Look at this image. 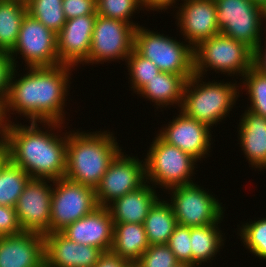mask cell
Segmentation results:
<instances>
[{
  "instance_id": "6da1fadb",
  "label": "cell",
  "mask_w": 266,
  "mask_h": 267,
  "mask_svg": "<svg viewBox=\"0 0 266 267\" xmlns=\"http://www.w3.org/2000/svg\"><path fill=\"white\" fill-rule=\"evenodd\" d=\"M75 66L60 64L53 67H29V72L18 80L16 67L13 70L6 100L4 115L16 111L30 118L31 122H42L48 128L61 127L65 98L69 88V72Z\"/></svg>"
},
{
  "instance_id": "7a4b0ae2",
  "label": "cell",
  "mask_w": 266,
  "mask_h": 267,
  "mask_svg": "<svg viewBox=\"0 0 266 267\" xmlns=\"http://www.w3.org/2000/svg\"><path fill=\"white\" fill-rule=\"evenodd\" d=\"M60 137V138H59ZM63 138V139H62ZM7 157L31 178L58 180L66 172L67 135L61 137L30 126L10 121L6 128Z\"/></svg>"
},
{
  "instance_id": "3957f363",
  "label": "cell",
  "mask_w": 266,
  "mask_h": 267,
  "mask_svg": "<svg viewBox=\"0 0 266 267\" xmlns=\"http://www.w3.org/2000/svg\"><path fill=\"white\" fill-rule=\"evenodd\" d=\"M112 135L107 131L69 133L64 178L95 189L122 150Z\"/></svg>"
},
{
  "instance_id": "277c9868",
  "label": "cell",
  "mask_w": 266,
  "mask_h": 267,
  "mask_svg": "<svg viewBox=\"0 0 266 267\" xmlns=\"http://www.w3.org/2000/svg\"><path fill=\"white\" fill-rule=\"evenodd\" d=\"M201 80L199 75L194 74L186 81L180 110L211 128L229 114L239 96V86L215 81H202V84Z\"/></svg>"
},
{
  "instance_id": "5b68a950",
  "label": "cell",
  "mask_w": 266,
  "mask_h": 267,
  "mask_svg": "<svg viewBox=\"0 0 266 267\" xmlns=\"http://www.w3.org/2000/svg\"><path fill=\"white\" fill-rule=\"evenodd\" d=\"M133 49L151 60L161 72L181 75L186 81L194 75V48L191 45L138 26Z\"/></svg>"
},
{
  "instance_id": "8992f818",
  "label": "cell",
  "mask_w": 266,
  "mask_h": 267,
  "mask_svg": "<svg viewBox=\"0 0 266 267\" xmlns=\"http://www.w3.org/2000/svg\"><path fill=\"white\" fill-rule=\"evenodd\" d=\"M253 54L245 43L219 33L194 47V74L204 77L203 73L211 68L243 77L253 67Z\"/></svg>"
},
{
  "instance_id": "52a82bcc",
  "label": "cell",
  "mask_w": 266,
  "mask_h": 267,
  "mask_svg": "<svg viewBox=\"0 0 266 267\" xmlns=\"http://www.w3.org/2000/svg\"><path fill=\"white\" fill-rule=\"evenodd\" d=\"M145 160L146 180L170 189L193 183L190 179L197 161L190 154L155 137Z\"/></svg>"
},
{
  "instance_id": "ba28073f",
  "label": "cell",
  "mask_w": 266,
  "mask_h": 267,
  "mask_svg": "<svg viewBox=\"0 0 266 267\" xmlns=\"http://www.w3.org/2000/svg\"><path fill=\"white\" fill-rule=\"evenodd\" d=\"M50 233L83 218L98 207L95 189L66 178L53 180Z\"/></svg>"
},
{
  "instance_id": "9c48e42d",
  "label": "cell",
  "mask_w": 266,
  "mask_h": 267,
  "mask_svg": "<svg viewBox=\"0 0 266 267\" xmlns=\"http://www.w3.org/2000/svg\"><path fill=\"white\" fill-rule=\"evenodd\" d=\"M170 205L177 224L187 227H201L216 224L223 218V207L196 183L172 187Z\"/></svg>"
},
{
  "instance_id": "30bf717a",
  "label": "cell",
  "mask_w": 266,
  "mask_h": 267,
  "mask_svg": "<svg viewBox=\"0 0 266 267\" xmlns=\"http://www.w3.org/2000/svg\"><path fill=\"white\" fill-rule=\"evenodd\" d=\"M220 33L253 51L261 42L262 10L249 0H215Z\"/></svg>"
},
{
  "instance_id": "8fae6325",
  "label": "cell",
  "mask_w": 266,
  "mask_h": 267,
  "mask_svg": "<svg viewBox=\"0 0 266 267\" xmlns=\"http://www.w3.org/2000/svg\"><path fill=\"white\" fill-rule=\"evenodd\" d=\"M134 32L135 28L129 23L97 15L85 63H104L120 58L126 61L134 47Z\"/></svg>"
},
{
  "instance_id": "7c38bea8",
  "label": "cell",
  "mask_w": 266,
  "mask_h": 267,
  "mask_svg": "<svg viewBox=\"0 0 266 267\" xmlns=\"http://www.w3.org/2000/svg\"><path fill=\"white\" fill-rule=\"evenodd\" d=\"M20 53L28 67H53L60 65L57 51V34L49 30L28 13L23 18L18 40L9 55L16 67V58Z\"/></svg>"
},
{
  "instance_id": "4fadbf2b",
  "label": "cell",
  "mask_w": 266,
  "mask_h": 267,
  "mask_svg": "<svg viewBox=\"0 0 266 267\" xmlns=\"http://www.w3.org/2000/svg\"><path fill=\"white\" fill-rule=\"evenodd\" d=\"M142 162L138 158L127 157L120 152L95 188L98 206L107 207L115 199L149 183L146 180L145 161Z\"/></svg>"
},
{
  "instance_id": "5bb4252c",
  "label": "cell",
  "mask_w": 266,
  "mask_h": 267,
  "mask_svg": "<svg viewBox=\"0 0 266 267\" xmlns=\"http://www.w3.org/2000/svg\"><path fill=\"white\" fill-rule=\"evenodd\" d=\"M49 179L31 178L15 206L21 229L40 234L50 233L52 184Z\"/></svg>"
},
{
  "instance_id": "9a60e30c",
  "label": "cell",
  "mask_w": 266,
  "mask_h": 267,
  "mask_svg": "<svg viewBox=\"0 0 266 267\" xmlns=\"http://www.w3.org/2000/svg\"><path fill=\"white\" fill-rule=\"evenodd\" d=\"M210 131L208 125L180 111L178 117L169 122L158 135L168 144L190 154L198 161L208 154L212 136Z\"/></svg>"
},
{
  "instance_id": "2e32d148",
  "label": "cell",
  "mask_w": 266,
  "mask_h": 267,
  "mask_svg": "<svg viewBox=\"0 0 266 267\" xmlns=\"http://www.w3.org/2000/svg\"><path fill=\"white\" fill-rule=\"evenodd\" d=\"M97 14L66 20L57 34L58 59L61 64L74 66L88 59Z\"/></svg>"
},
{
  "instance_id": "e0dca14e",
  "label": "cell",
  "mask_w": 266,
  "mask_h": 267,
  "mask_svg": "<svg viewBox=\"0 0 266 267\" xmlns=\"http://www.w3.org/2000/svg\"><path fill=\"white\" fill-rule=\"evenodd\" d=\"M60 232L71 241L107 252L113 245L114 223L109 209L98 206Z\"/></svg>"
},
{
  "instance_id": "ac0fdd59",
  "label": "cell",
  "mask_w": 266,
  "mask_h": 267,
  "mask_svg": "<svg viewBox=\"0 0 266 267\" xmlns=\"http://www.w3.org/2000/svg\"><path fill=\"white\" fill-rule=\"evenodd\" d=\"M183 4L177 19L189 45L194 48L202 40L220 33L215 0H184Z\"/></svg>"
},
{
  "instance_id": "d6986e66",
  "label": "cell",
  "mask_w": 266,
  "mask_h": 267,
  "mask_svg": "<svg viewBox=\"0 0 266 267\" xmlns=\"http://www.w3.org/2000/svg\"><path fill=\"white\" fill-rule=\"evenodd\" d=\"M44 253L45 267H94L103 251L51 232L44 235Z\"/></svg>"
},
{
  "instance_id": "ffe728a7",
  "label": "cell",
  "mask_w": 266,
  "mask_h": 267,
  "mask_svg": "<svg viewBox=\"0 0 266 267\" xmlns=\"http://www.w3.org/2000/svg\"><path fill=\"white\" fill-rule=\"evenodd\" d=\"M0 267H45L44 235L23 231L0 236Z\"/></svg>"
},
{
  "instance_id": "44dd1931",
  "label": "cell",
  "mask_w": 266,
  "mask_h": 267,
  "mask_svg": "<svg viewBox=\"0 0 266 267\" xmlns=\"http://www.w3.org/2000/svg\"><path fill=\"white\" fill-rule=\"evenodd\" d=\"M148 183L139 189L129 192L115 199L107 206L112 216L113 223L143 224L149 210L160 198Z\"/></svg>"
},
{
  "instance_id": "7402d4cb",
  "label": "cell",
  "mask_w": 266,
  "mask_h": 267,
  "mask_svg": "<svg viewBox=\"0 0 266 267\" xmlns=\"http://www.w3.org/2000/svg\"><path fill=\"white\" fill-rule=\"evenodd\" d=\"M240 146L252 167L266 169V118L246 110L239 123Z\"/></svg>"
},
{
  "instance_id": "603a6c76",
  "label": "cell",
  "mask_w": 266,
  "mask_h": 267,
  "mask_svg": "<svg viewBox=\"0 0 266 267\" xmlns=\"http://www.w3.org/2000/svg\"><path fill=\"white\" fill-rule=\"evenodd\" d=\"M149 247L143 224L114 223L111 251L134 265Z\"/></svg>"
},
{
  "instance_id": "cb8c5ba5",
  "label": "cell",
  "mask_w": 266,
  "mask_h": 267,
  "mask_svg": "<svg viewBox=\"0 0 266 267\" xmlns=\"http://www.w3.org/2000/svg\"><path fill=\"white\" fill-rule=\"evenodd\" d=\"M186 80L178 74L160 72L137 93L149 98L159 107L178 104L182 106ZM162 105V106H161Z\"/></svg>"
},
{
  "instance_id": "d4e9b609",
  "label": "cell",
  "mask_w": 266,
  "mask_h": 267,
  "mask_svg": "<svg viewBox=\"0 0 266 267\" xmlns=\"http://www.w3.org/2000/svg\"><path fill=\"white\" fill-rule=\"evenodd\" d=\"M149 245L167 244L177 225L169 202L158 199L143 223Z\"/></svg>"
},
{
  "instance_id": "484cf974",
  "label": "cell",
  "mask_w": 266,
  "mask_h": 267,
  "mask_svg": "<svg viewBox=\"0 0 266 267\" xmlns=\"http://www.w3.org/2000/svg\"><path fill=\"white\" fill-rule=\"evenodd\" d=\"M26 14L25 0H0V52L13 50Z\"/></svg>"
},
{
  "instance_id": "4316f807",
  "label": "cell",
  "mask_w": 266,
  "mask_h": 267,
  "mask_svg": "<svg viewBox=\"0 0 266 267\" xmlns=\"http://www.w3.org/2000/svg\"><path fill=\"white\" fill-rule=\"evenodd\" d=\"M206 225L201 227H190V244L192 250V265L198 266L202 262L213 260L223 245L222 234L218 224Z\"/></svg>"
},
{
  "instance_id": "83f0119b",
  "label": "cell",
  "mask_w": 266,
  "mask_h": 267,
  "mask_svg": "<svg viewBox=\"0 0 266 267\" xmlns=\"http://www.w3.org/2000/svg\"><path fill=\"white\" fill-rule=\"evenodd\" d=\"M31 177L8 157L0 165V205L15 207Z\"/></svg>"
},
{
  "instance_id": "f1b7e54d",
  "label": "cell",
  "mask_w": 266,
  "mask_h": 267,
  "mask_svg": "<svg viewBox=\"0 0 266 267\" xmlns=\"http://www.w3.org/2000/svg\"><path fill=\"white\" fill-rule=\"evenodd\" d=\"M27 13L49 30L58 34L66 22L63 0H25Z\"/></svg>"
},
{
  "instance_id": "f546056e",
  "label": "cell",
  "mask_w": 266,
  "mask_h": 267,
  "mask_svg": "<svg viewBox=\"0 0 266 267\" xmlns=\"http://www.w3.org/2000/svg\"><path fill=\"white\" fill-rule=\"evenodd\" d=\"M243 80L251 102L248 110L266 118V75L253 66Z\"/></svg>"
},
{
  "instance_id": "4dcf8cb0",
  "label": "cell",
  "mask_w": 266,
  "mask_h": 267,
  "mask_svg": "<svg viewBox=\"0 0 266 267\" xmlns=\"http://www.w3.org/2000/svg\"><path fill=\"white\" fill-rule=\"evenodd\" d=\"M128 72L131 77V88L139 92L148 81L152 80L161 71L151 61L139 55L134 49L127 58Z\"/></svg>"
},
{
  "instance_id": "1f68e13d",
  "label": "cell",
  "mask_w": 266,
  "mask_h": 267,
  "mask_svg": "<svg viewBox=\"0 0 266 267\" xmlns=\"http://www.w3.org/2000/svg\"><path fill=\"white\" fill-rule=\"evenodd\" d=\"M140 6V0H96L97 15L122 20L134 28L139 26L138 23L136 25L129 20Z\"/></svg>"
},
{
  "instance_id": "d6a6232c",
  "label": "cell",
  "mask_w": 266,
  "mask_h": 267,
  "mask_svg": "<svg viewBox=\"0 0 266 267\" xmlns=\"http://www.w3.org/2000/svg\"><path fill=\"white\" fill-rule=\"evenodd\" d=\"M245 224L240 229L244 245L252 254L260 259H266V218Z\"/></svg>"
},
{
  "instance_id": "836d02e7",
  "label": "cell",
  "mask_w": 266,
  "mask_h": 267,
  "mask_svg": "<svg viewBox=\"0 0 266 267\" xmlns=\"http://www.w3.org/2000/svg\"><path fill=\"white\" fill-rule=\"evenodd\" d=\"M179 262L166 244L149 245L133 267H175Z\"/></svg>"
},
{
  "instance_id": "e575fe53",
  "label": "cell",
  "mask_w": 266,
  "mask_h": 267,
  "mask_svg": "<svg viewBox=\"0 0 266 267\" xmlns=\"http://www.w3.org/2000/svg\"><path fill=\"white\" fill-rule=\"evenodd\" d=\"M190 242V227L177 224L166 245L174 253L179 263L192 264Z\"/></svg>"
},
{
  "instance_id": "d590c367",
  "label": "cell",
  "mask_w": 266,
  "mask_h": 267,
  "mask_svg": "<svg viewBox=\"0 0 266 267\" xmlns=\"http://www.w3.org/2000/svg\"><path fill=\"white\" fill-rule=\"evenodd\" d=\"M62 8L67 20L79 16L97 14L96 0H63Z\"/></svg>"
},
{
  "instance_id": "8d00e7d4",
  "label": "cell",
  "mask_w": 266,
  "mask_h": 267,
  "mask_svg": "<svg viewBox=\"0 0 266 267\" xmlns=\"http://www.w3.org/2000/svg\"><path fill=\"white\" fill-rule=\"evenodd\" d=\"M22 232L15 207L0 205V236L17 235Z\"/></svg>"
},
{
  "instance_id": "74e56055",
  "label": "cell",
  "mask_w": 266,
  "mask_h": 267,
  "mask_svg": "<svg viewBox=\"0 0 266 267\" xmlns=\"http://www.w3.org/2000/svg\"><path fill=\"white\" fill-rule=\"evenodd\" d=\"M15 66L12 57L7 52H0V102L4 104L10 80Z\"/></svg>"
},
{
  "instance_id": "f35d334b",
  "label": "cell",
  "mask_w": 266,
  "mask_h": 267,
  "mask_svg": "<svg viewBox=\"0 0 266 267\" xmlns=\"http://www.w3.org/2000/svg\"><path fill=\"white\" fill-rule=\"evenodd\" d=\"M94 267H133V265L124 258L116 255L112 251L103 252Z\"/></svg>"
},
{
  "instance_id": "ab89813d",
  "label": "cell",
  "mask_w": 266,
  "mask_h": 267,
  "mask_svg": "<svg viewBox=\"0 0 266 267\" xmlns=\"http://www.w3.org/2000/svg\"><path fill=\"white\" fill-rule=\"evenodd\" d=\"M266 42V41H265ZM266 44V43H265ZM261 42L254 50L253 54V66L266 75V49L262 50L264 46H261ZM266 46V45H265ZM266 48V47H265ZM263 52V53H262Z\"/></svg>"
},
{
  "instance_id": "60d3db41",
  "label": "cell",
  "mask_w": 266,
  "mask_h": 267,
  "mask_svg": "<svg viewBox=\"0 0 266 267\" xmlns=\"http://www.w3.org/2000/svg\"><path fill=\"white\" fill-rule=\"evenodd\" d=\"M177 0H140L141 7L144 6L145 8H148L150 10H163L169 8V6L173 5V3H176Z\"/></svg>"
},
{
  "instance_id": "b9f144b4",
  "label": "cell",
  "mask_w": 266,
  "mask_h": 267,
  "mask_svg": "<svg viewBox=\"0 0 266 267\" xmlns=\"http://www.w3.org/2000/svg\"><path fill=\"white\" fill-rule=\"evenodd\" d=\"M8 122L5 120L4 115V106L3 103L0 102V139L6 138V128H7Z\"/></svg>"
},
{
  "instance_id": "7bdbcfd3",
  "label": "cell",
  "mask_w": 266,
  "mask_h": 267,
  "mask_svg": "<svg viewBox=\"0 0 266 267\" xmlns=\"http://www.w3.org/2000/svg\"><path fill=\"white\" fill-rule=\"evenodd\" d=\"M7 158V147L5 139H0V165Z\"/></svg>"
},
{
  "instance_id": "ee69618b",
  "label": "cell",
  "mask_w": 266,
  "mask_h": 267,
  "mask_svg": "<svg viewBox=\"0 0 266 267\" xmlns=\"http://www.w3.org/2000/svg\"><path fill=\"white\" fill-rule=\"evenodd\" d=\"M253 3L259 8H262L266 5V0H254Z\"/></svg>"
},
{
  "instance_id": "f6af8a7d",
  "label": "cell",
  "mask_w": 266,
  "mask_h": 267,
  "mask_svg": "<svg viewBox=\"0 0 266 267\" xmlns=\"http://www.w3.org/2000/svg\"><path fill=\"white\" fill-rule=\"evenodd\" d=\"M175 267H196V266L188 263H178Z\"/></svg>"
},
{
  "instance_id": "bcb514c9",
  "label": "cell",
  "mask_w": 266,
  "mask_h": 267,
  "mask_svg": "<svg viewBox=\"0 0 266 267\" xmlns=\"http://www.w3.org/2000/svg\"><path fill=\"white\" fill-rule=\"evenodd\" d=\"M262 10V18L266 19V5L261 8Z\"/></svg>"
}]
</instances>
